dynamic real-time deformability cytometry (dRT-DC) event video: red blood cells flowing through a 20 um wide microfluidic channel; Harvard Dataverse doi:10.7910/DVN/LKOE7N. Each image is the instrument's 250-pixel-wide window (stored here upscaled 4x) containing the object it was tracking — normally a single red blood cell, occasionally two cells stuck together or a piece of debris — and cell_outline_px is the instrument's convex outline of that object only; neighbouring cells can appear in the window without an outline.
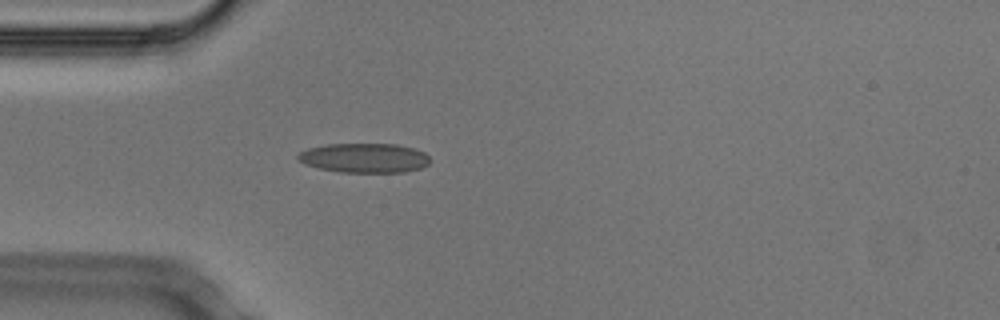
{"species": "Egyptian fruit bat (a non-hibernating species)", "species_latin": "Rousettus aegyptiacus", "temperature_condition": "cold", "stored_images_in_passage": 39, "camera_frame_rate_fps": 3000, "um_per_image_px": 0.085, "animal": {"sex": "male"}, "frame": {"image": 1, "passage_image": 1, "time_ms": 0.0, "image_size_px": [1000, 320], "cell_outline_px": [[432, 160], [428, 164], [420, 168], [404, 172], [340, 172], [320, 168], [304, 164], [296, 156], [300, 152], [308, 148], [328, 144], [396, 144], [416, 148], [424, 152]], "centroid_in_image_um": [31.0, 13.42], "position_along_channel_um": 54.0, "area_um2": 22.72}}
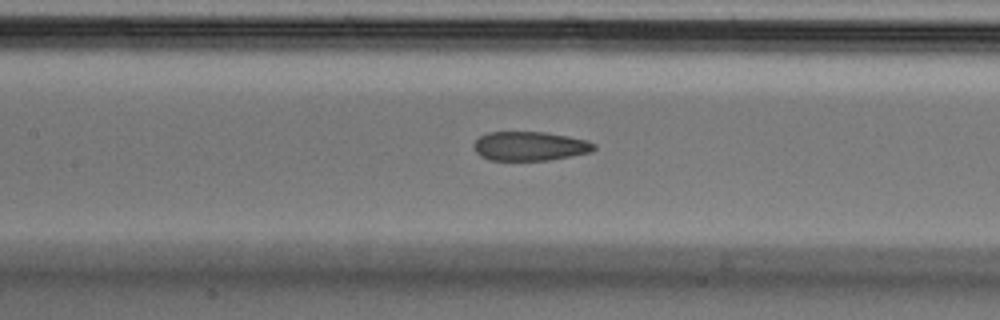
{"frame": {"image": 2, "passage_image": 10, "time_ms": 3.0, "image_size_px": [1000, 320], "cell_outline_px": [[596, 148], [592, 152], [548, 160], [488, 160], [480, 156], [472, 148], [472, 144], [480, 136], [488, 132], [544, 132], [568, 136], [588, 140], [596, 144]], "centroid_in_image_um": [45.03, 12.42], "position_along_channel_um": 162.4, "area_um2": 20.58}}
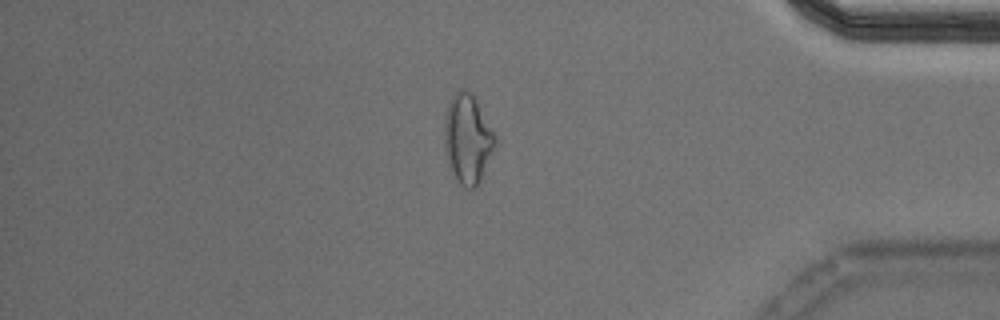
{"frame": {"image": 3, "passage_image": 31, "time_ms": 10.0, "image_size_px": [1000, 320], "cell_outline_px": [[496, 144], [480, 184], [476, 188], [464, 188], [456, 180], [448, 164], [444, 144], [444, 140], [448, 104], [452, 96], [460, 88], [472, 92], [496, 136]], "centroid_in_image_um": [39.77, 11.85], "position_along_channel_um": 395.4, "area_um2": 26.36}, "authors_computed_cell_mechanics": {"area_um2": 21.9062, "velocity_mm_per_s": 3.7621, "shape_relaxation_time_tau1_ms": null, "shape_relaxation_time_tau2_ms": 2.2411, "deformation_change_tau1": null, "deformation_change_tau2": 0.1076}}